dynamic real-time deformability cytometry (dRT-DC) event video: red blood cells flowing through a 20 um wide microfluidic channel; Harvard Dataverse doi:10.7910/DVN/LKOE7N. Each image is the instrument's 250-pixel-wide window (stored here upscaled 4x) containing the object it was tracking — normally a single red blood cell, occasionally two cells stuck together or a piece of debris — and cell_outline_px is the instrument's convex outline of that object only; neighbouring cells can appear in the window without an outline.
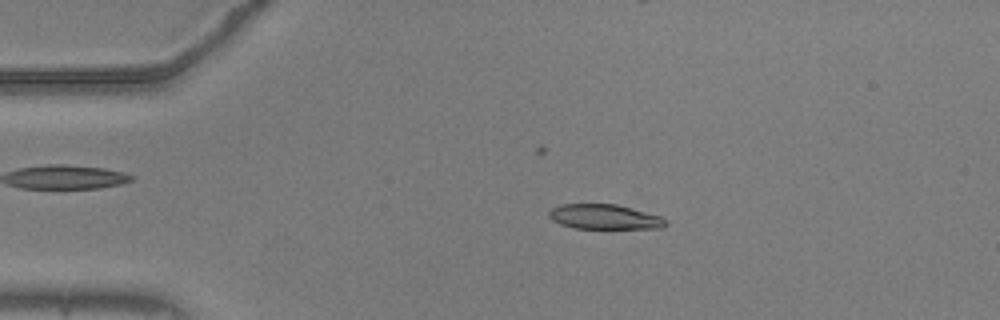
{"species": "common noctule bat (a hibernating species)", "species_latin": "Nyctalus noctula", "temperature_condition": "warm", "stored_images_in_passage": 51, "camera_frame_rate_fps": 3000, "um_per_image_px": 0.085, "animal": {"sex": "male", "body_mass_g": 20.5, "forearm_length_mm": 52.5}, "frame": {"image": 1, "passage_image": 7, "time_ms": 2.0, "image_size_px": [1000, 320], "cell_outline_px": [[668, 224], [660, 228], [576, 228], [560, 224], [552, 220], [548, 216], [548, 212], [552, 208], [560, 204], [616, 204], [660, 216], [668, 220]], "centroid_in_image_um": [51.37, 18.43], "position_along_channel_um": 33.6, "area_um2": 16.82}}
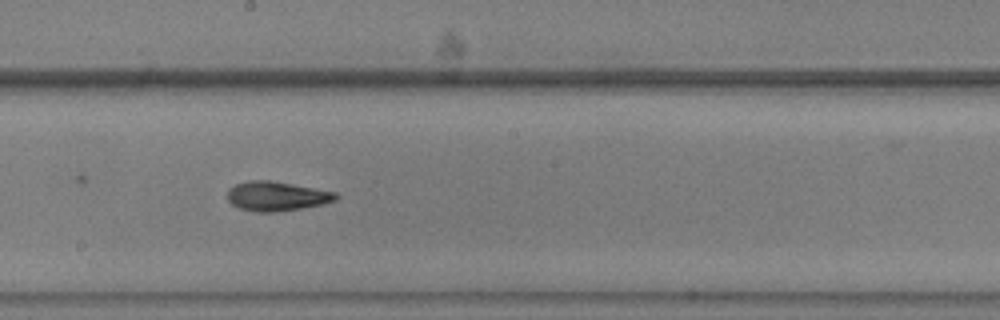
{"frame": {"image": 2, "passage_image": 26, "time_ms": 8.333, "image_size_px": [1000, 320], "cell_outline_px": [[340, 196], [336, 200], [324, 204], [276, 212], [256, 212], [240, 208], [232, 204], [228, 200], [228, 188], [236, 184], [252, 180], [268, 180], [336, 192]], "centroid_in_image_um": [23.52, 16.68], "position_along_channel_um": 224.7, "area_um2": 18.44}}
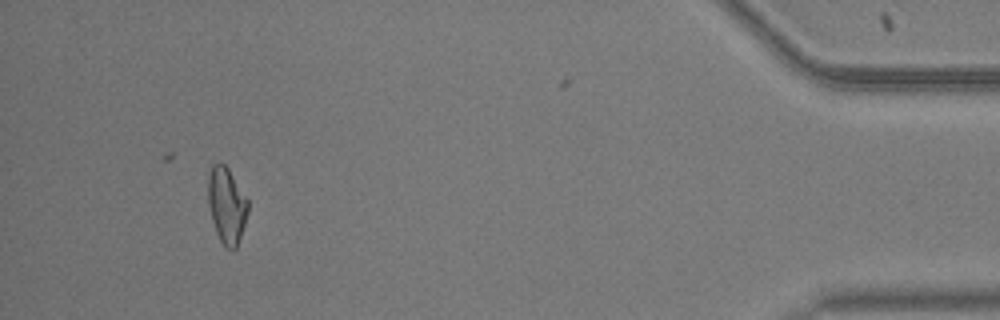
{"frame": {"image": 3, "passage_image": 47, "time_ms": 15.333, "image_size_px": [1000, 320], "cell_outline_px": [[248, 212], [236, 248], [228, 248], [220, 240], [216, 232], [212, 220], [208, 204], [208, 176], [212, 164], [224, 164], [228, 168], [248, 200]], "centroid_in_image_um": [19.25, 17.43], "position_along_channel_um": 415.9, "area_um2": 17.34}, "authors_computed_cell_mechanics": {"area_um2": 17.8602, "velocity_mm_per_s": 3.6885, "shape_relaxation_time_tau1_ms": 8.6402, "shape_relaxation_time_tau2_ms": 4.3685, "deformation_change_tau1": 0.2231, "deformation_change_tau2": 0.1156}}